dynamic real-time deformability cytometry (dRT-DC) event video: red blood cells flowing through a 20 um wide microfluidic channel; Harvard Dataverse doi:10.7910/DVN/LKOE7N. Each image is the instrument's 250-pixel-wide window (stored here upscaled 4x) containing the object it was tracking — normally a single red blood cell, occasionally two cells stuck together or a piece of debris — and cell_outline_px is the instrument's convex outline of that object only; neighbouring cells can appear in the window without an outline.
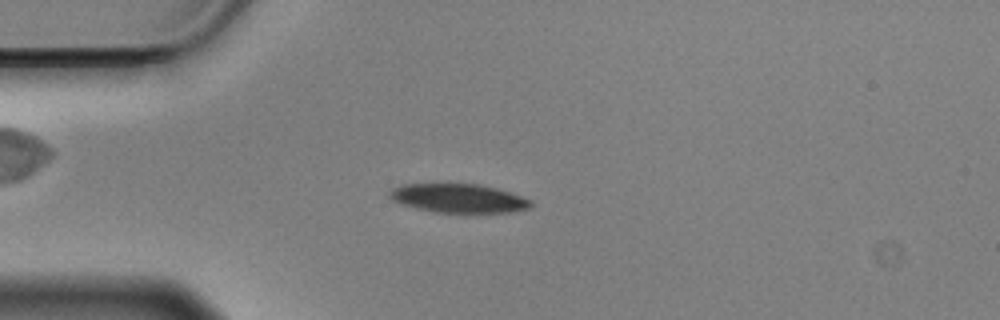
{"species": "Egyptian fruit bat (a non-hibernating species)", "species_latin": "Rousettus aegyptiacus", "temperature_condition": "cold", "stored_images_in_passage": 49, "camera_frame_rate_fps": 3000, "um_per_image_px": 0.085, "animal": {"sex": "male"}, "frame": {"image": 1, "passage_image": 10, "time_ms": 3.0, "image_size_px": [1000, 320], "cell_outline_px": [[532, 204], [528, 208], [508, 212], [432, 212], [416, 208], [392, 200], [388, 196], [388, 192], [392, 188], [404, 184], [480, 184], [496, 188], [532, 200]], "centroid_in_image_um": [38.93, 16.85], "position_along_channel_um": 46.1, "area_um2": 23.47}}
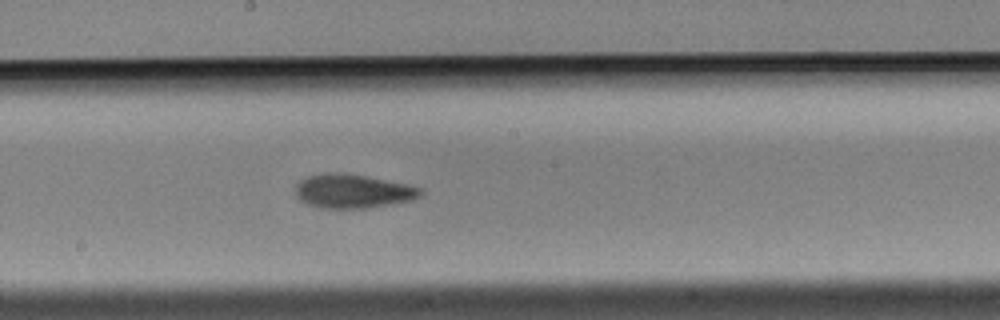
{"frame": {"image": 2, "passage_image": 26, "time_ms": 8.333, "image_size_px": [1000, 320], "cell_outline_px": [[424, 192], [420, 196], [412, 200], [368, 208], [320, 208], [308, 204], [300, 200], [296, 196], [296, 184], [300, 180], [308, 176], [328, 172], [336, 172], [364, 176], [404, 184], [420, 188]], "centroid_in_image_um": [29.95, 16.26], "position_along_channel_um": 218.2, "area_um2": 24.45}}
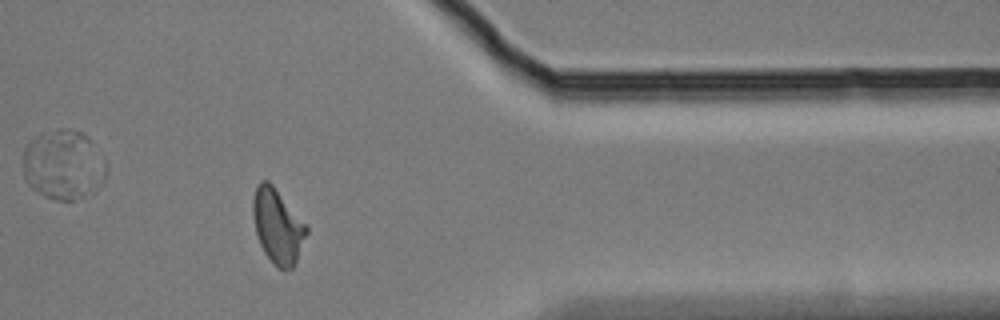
{"frame": {"image": 3, "passage_image": 42, "time_ms": 13.667, "image_size_px": [1000, 320], "cell_outline_px": [[308, 232], [296, 260], [292, 268], [280, 268], [272, 264], [264, 252], [260, 244], [256, 232], [252, 212], [252, 200], [256, 184], [260, 180], [268, 180], [272, 184], [308, 224]], "centroid_in_image_um": [23.6, 19.17], "position_along_channel_um": 387.8, "area_um2": 23.41}, "authors_computed_cell_mechanics": {"area_um2": 23.409, "velocity_mm_per_s": 3.5116, "shape_relaxation_time_tau1_ms": 4.1564, "shape_relaxation_time_tau2_ms": 5.8007, "deformation_change_tau1": 0.1368, "deformation_change_tau2": 0.132}}